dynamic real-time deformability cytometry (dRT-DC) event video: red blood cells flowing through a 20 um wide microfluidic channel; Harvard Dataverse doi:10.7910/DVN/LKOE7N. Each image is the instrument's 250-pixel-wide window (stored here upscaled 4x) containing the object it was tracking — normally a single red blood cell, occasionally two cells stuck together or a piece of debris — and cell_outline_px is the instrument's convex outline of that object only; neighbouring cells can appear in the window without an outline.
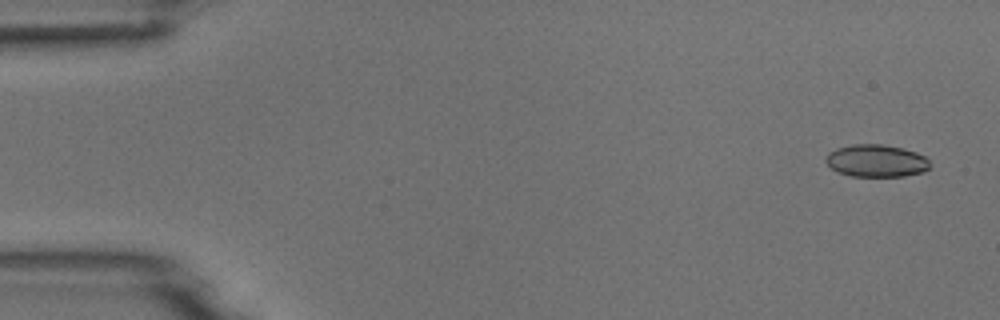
{"species": "common noctule bat (a hibernating species)", "species_latin": "Nyctalus noctula", "temperature_condition": "room temperature", "stored_images_in_passage": 6, "camera_frame_rate_fps": 3000, "um_per_image_px": 0.085, "animal": {"sex": "male", "body_mass_g": 18.8}, "frame": {"image": 1, "passage_image": 1, "time_ms": 0.0, "image_size_px": [1000, 320], "cell_outline_px": [[928, 168], [924, 172], [904, 176], [852, 176], [836, 172], [824, 160], [828, 152], [836, 148], [852, 144], [880, 144], [904, 148], [916, 152], [924, 156], [928, 160]], "centroid_in_image_um": [74.45, 13.66], "position_along_channel_um": 10.5, "area_um2": 19.71}}
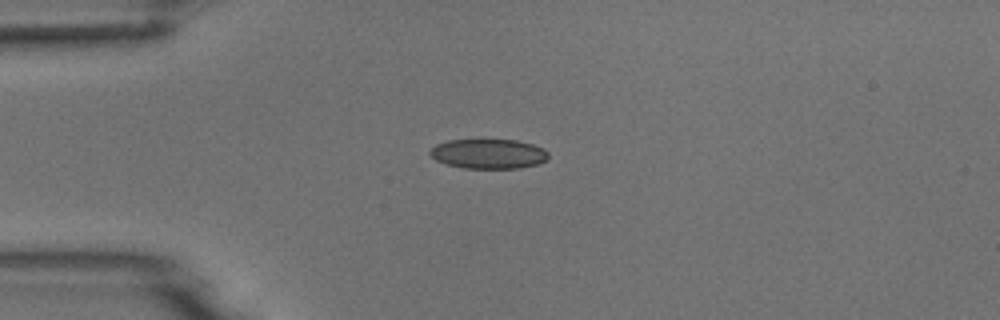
{"frame": {"image": 2, "passage_image": 4, "time_ms": 1.0, "image_size_px": [1000, 320], "cell_outline_px": [[548, 160], [536, 164], [520, 168], [464, 168], [448, 164], [436, 160], [428, 152], [436, 144], [448, 140], [516, 140], [532, 144], [544, 148], [548, 152]], "centroid_in_image_um": [41.54, 13.07], "position_along_channel_um": 43.5, "area_um2": 20.4}}